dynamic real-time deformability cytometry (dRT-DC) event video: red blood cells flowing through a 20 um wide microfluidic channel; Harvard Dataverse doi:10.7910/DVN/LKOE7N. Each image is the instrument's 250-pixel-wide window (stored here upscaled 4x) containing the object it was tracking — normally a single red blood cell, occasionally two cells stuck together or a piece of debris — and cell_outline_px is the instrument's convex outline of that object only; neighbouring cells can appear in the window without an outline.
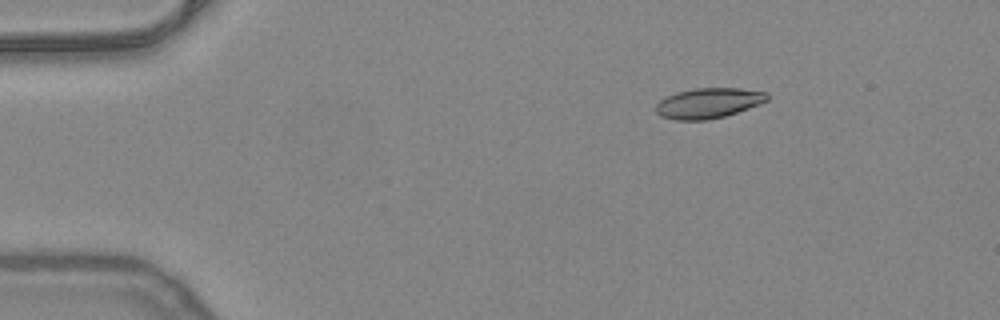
{"species": "common noctule bat (a hibernating species)", "species_latin": "Nyctalus noctula", "temperature_condition": "warm", "stored_images_in_passage": 44, "camera_frame_rate_fps": 3000, "um_per_image_px": 0.085, "animal": {"sex": "female", "body_mass_g": 24.6, "forearm_length_mm": 56.2}, "frame": {"image": 1, "passage_image": 1, "time_ms": 0.0, "image_size_px": [1000, 320], "cell_outline_px": [[768, 100], [760, 104], [724, 116], [708, 120], [676, 120], [660, 116], [656, 112], [656, 104], [660, 100], [676, 92], [696, 88], [740, 88], [768, 92]], "centroid_in_image_um": [60.22, 8.76], "position_along_channel_um": 24.8, "area_um2": 19.59}}
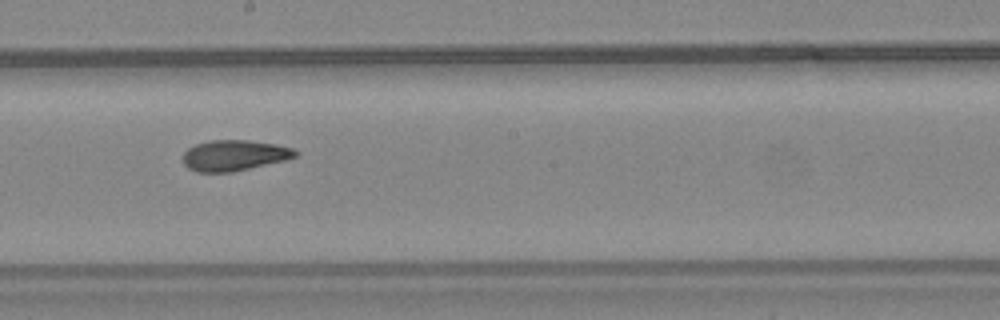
{"frame": {"image": 2, "passage_image": 22, "time_ms": 7.0, "image_size_px": [1000, 320], "cell_outline_px": [[300, 152], [296, 156], [288, 160], [232, 172], [196, 172], [188, 168], [184, 164], [184, 152], [188, 148], [196, 144], [208, 140], [248, 140], [276, 144], [292, 148]], "centroid_in_image_um": [19.94, 13.21], "position_along_channel_um": 228.3, "area_um2": 20.29}}
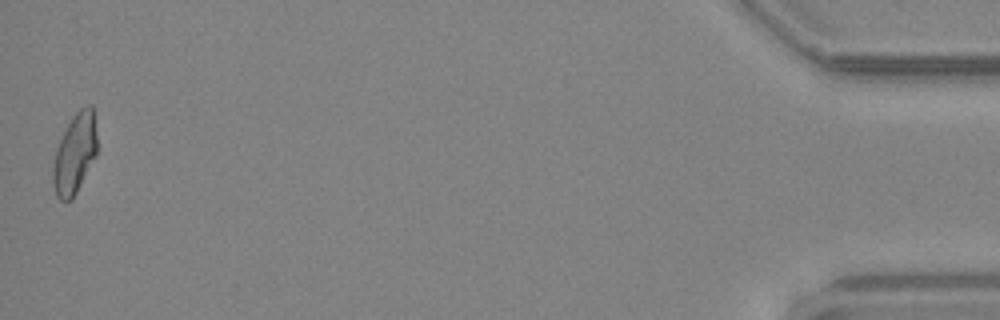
{"frame": {"image": 3, "passage_image": 44, "time_ms": 14.333, "image_size_px": [1000, 320], "cell_outline_px": [[96, 156], [72, 200], [60, 200], [56, 196], [52, 180], [52, 168], [56, 148], [72, 116], [80, 108], [88, 104], [92, 104], [96, 136]], "centroid_in_image_um": [6.34, 13.07], "position_along_channel_um": 428.9, "area_um2": 20.46}, "authors_computed_cell_mechanics": {"area_um2": 20.0566, "velocity_mm_per_s": 4.0295, "shape_relaxation_time_tau1_ms": 8.1603, "shape_relaxation_time_tau2_ms": 3.2349, "deformation_change_tau1": 0.2413, "deformation_change_tau2": 0.1063}}